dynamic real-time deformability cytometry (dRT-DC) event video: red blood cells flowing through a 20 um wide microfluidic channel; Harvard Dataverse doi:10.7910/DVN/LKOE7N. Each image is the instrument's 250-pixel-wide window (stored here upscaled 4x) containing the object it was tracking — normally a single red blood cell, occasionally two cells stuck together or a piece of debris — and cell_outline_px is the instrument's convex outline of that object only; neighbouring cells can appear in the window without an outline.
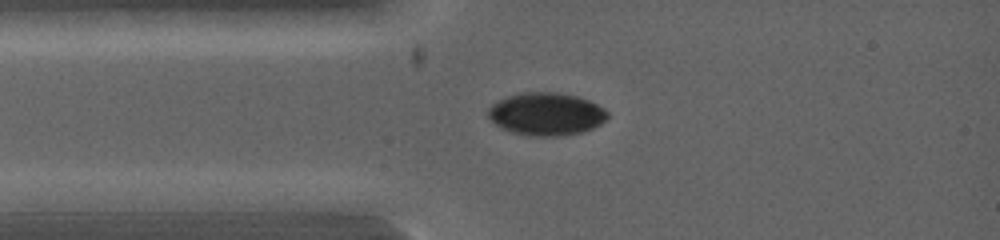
{"species": "common noctule bat (a hibernating species)", "species_latin": "Nyctalus noctula", "temperature_condition": "warm", "stored_images_in_passage": 2, "camera_frame_rate_fps": 5000, "um_per_image_px": 0.085, "animal": {"sex": "female", "body_mass_g": 19.0, "forearm_length_mm": 53.3}, "frame": {"image": 1, "passage_image": 1, "time_ms": 0.0, "image_size_px": [1000, 240], "cell_outline_px": [[608, 116], [600, 124], [584, 132], [560, 136], [532, 136], [512, 132], [500, 128], [488, 116], [488, 108], [492, 104], [508, 96], [520, 92], [556, 92], [576, 96], [588, 100], [604, 108], [608, 112]], "centroid_in_image_um": [46.43, 9.69], "position_along_channel_um": 38.6, "area_um2": 29.71}}